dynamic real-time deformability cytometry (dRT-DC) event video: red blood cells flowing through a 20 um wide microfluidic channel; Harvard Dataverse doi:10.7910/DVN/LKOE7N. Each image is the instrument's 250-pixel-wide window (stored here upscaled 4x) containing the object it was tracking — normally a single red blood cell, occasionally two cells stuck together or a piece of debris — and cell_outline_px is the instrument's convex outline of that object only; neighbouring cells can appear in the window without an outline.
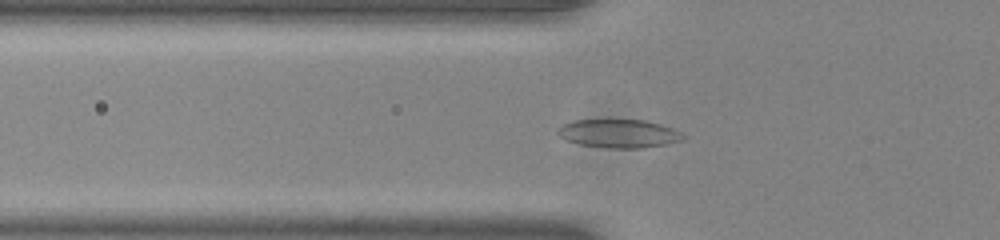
{"species": "common noctule bat (a hibernating species)", "species_latin": "Nyctalus noctula", "temperature_condition": "room temperature", "stored_images_in_passage": 40, "camera_frame_rate_fps": 3000, "um_per_image_px": 0.085, "animal": {"sex": "male", "body_mass_g": 20.0, "forearm_length_mm": 53.3}, "frame": {"image": 1, "passage_image": 6, "time_ms": 1.667, "image_size_px": [1000, 240], "cell_outline_px": [[684, 140], [644, 148], [608, 148], [580, 144], [568, 140], [560, 136], [556, 132], [560, 124], [572, 120], [644, 120], [660, 124], [672, 128], [680, 132], [684, 136]], "centroid_in_image_um": [52.58, 11.35], "position_along_channel_um": 73.2, "area_um2": 20.69}}
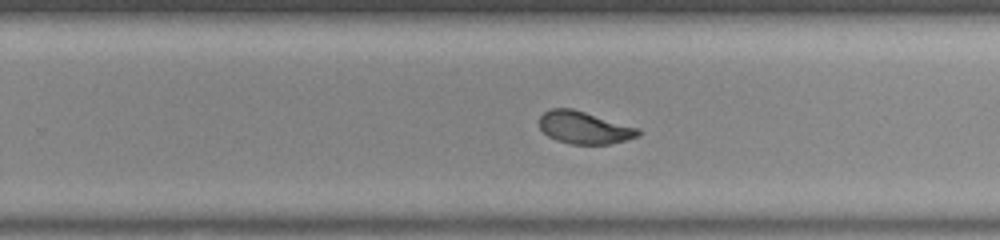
{"frame": {"image": 2, "passage_image": 22, "time_ms": 7.0, "image_size_px": [1000, 240], "cell_outline_px": [[640, 136], [608, 144], [572, 144], [556, 140], [548, 136], [540, 128], [540, 116], [544, 112], [552, 108], [572, 108], [640, 128]], "centroid_in_image_um": [49.67, 10.84], "position_along_channel_um": 280.1, "area_um2": 18.61}}
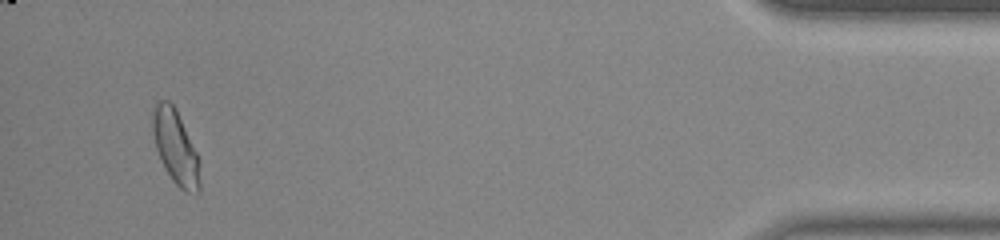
{"frame": {"image": 3, "passage_image": 38, "time_ms": 12.333, "image_size_px": [1000, 240], "cell_outline_px": [[200, 192], [184, 192], [172, 180], [160, 160], [156, 148], [152, 128], [152, 108], [160, 100], [168, 100], [176, 108], [200, 160]], "centroid_in_image_um": [14.93, 12.52], "position_along_channel_um": 420.3, "area_um2": 20.46}}